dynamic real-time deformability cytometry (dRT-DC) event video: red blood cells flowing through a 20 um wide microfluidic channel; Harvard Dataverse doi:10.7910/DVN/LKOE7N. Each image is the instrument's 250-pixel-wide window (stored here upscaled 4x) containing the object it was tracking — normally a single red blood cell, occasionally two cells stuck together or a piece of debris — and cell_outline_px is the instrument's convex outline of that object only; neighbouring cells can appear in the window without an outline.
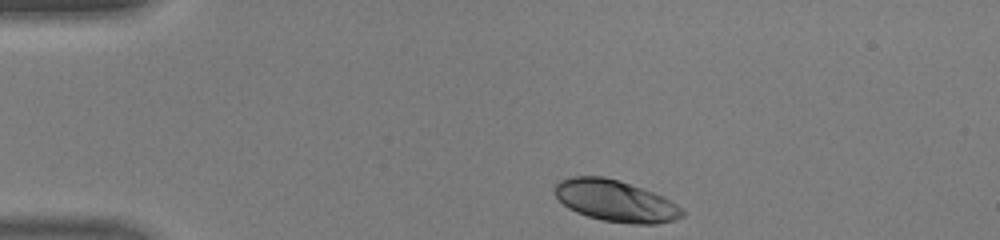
{"species": "human", "species_latin": "Homo sapiens", "temperature_condition": "warm", "stored_images_in_passage": 33, "camera_frame_rate_fps": 3000, "um_per_image_px": 0.085, "donor": {"sex": "male"}, "frame": {"image": 1, "passage_image": 1, "time_ms": 0.0, "image_size_px": [1000, 240], "cell_outline_px": [[684, 216], [676, 220], [656, 224], [636, 224], [600, 220], [576, 212], [568, 208], [552, 192], [552, 188], [560, 180], [572, 176], [604, 176], [620, 180], [664, 196], [676, 204], [684, 212]], "centroid_in_image_um": [52.3, 17.07], "position_along_channel_um": 32.7, "area_um2": 31.04}}
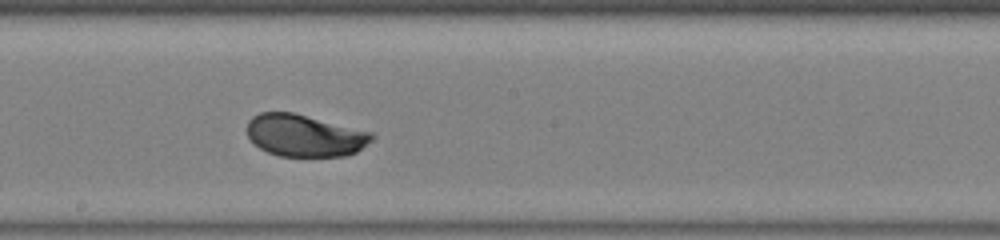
{"frame": {"image": 2, "passage_image": 18, "time_ms": 5.667, "image_size_px": [1000, 240], "cell_outline_px": [[376, 136], [372, 140], [356, 152], [344, 156], [280, 156], [268, 152], [260, 148], [248, 136], [248, 120], [252, 116], [260, 112], [292, 112], [372, 132]], "centroid_in_image_um": [25.9, 11.51], "position_along_channel_um": 222.3, "area_um2": 30.4}}
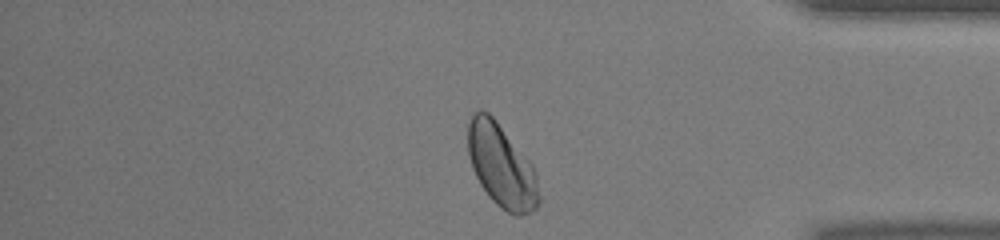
{"frame": {"image": 3, "passage_image": 31, "time_ms": 10.0, "image_size_px": [1000, 240], "cell_outline_px": [[540, 200], [536, 208], [532, 212], [520, 216], [516, 216], [500, 208], [488, 196], [480, 184], [472, 168], [468, 156], [468, 120], [472, 112], [480, 108], [488, 112], [496, 120], [532, 164], [536, 172], [540, 196]], "centroid_in_image_um": [42.62, 14.1], "position_along_channel_um": 392.6, "area_um2": 34.74}, "authors_computed_cell_mechanics": {"area_um2": 31.212, "velocity_mm_per_s": 4.4177, "shape_relaxation_time_tau1_ms": 2.4876, "shape_relaxation_time_tau2_ms": null, "deformation_change_tau1": 0.1365, "deformation_change_tau2": null}}